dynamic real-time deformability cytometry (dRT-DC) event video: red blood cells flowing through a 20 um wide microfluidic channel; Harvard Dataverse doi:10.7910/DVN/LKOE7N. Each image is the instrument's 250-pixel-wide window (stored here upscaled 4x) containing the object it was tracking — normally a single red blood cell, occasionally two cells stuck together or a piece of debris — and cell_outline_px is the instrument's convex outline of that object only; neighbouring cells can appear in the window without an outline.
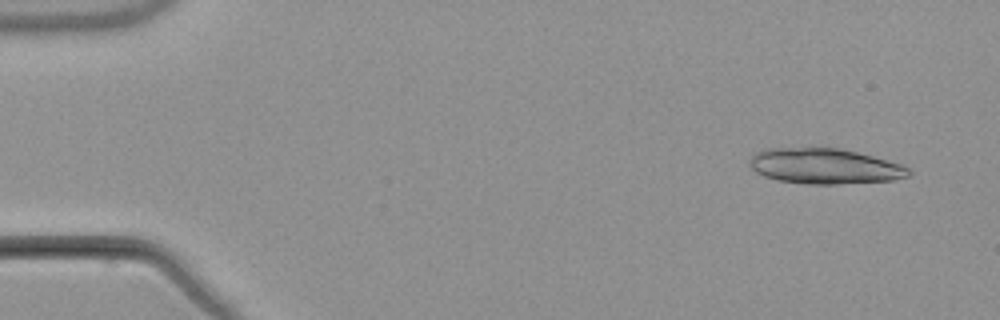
{"species": "common noctule bat (a hibernating species)", "species_latin": "Nyctalus noctula", "temperature_condition": "warm", "stored_images_in_passage": 4, "camera_frame_rate_fps": 3000, "um_per_image_px": 0.085, "animal": {"sex": "male", "body_mass_g": 21.5, "forearm_length_mm": 52.0}, "frame": {"image": 1, "passage_image": 1, "time_ms": 0.0, "image_size_px": [1000, 320], "cell_outline_px": [[912, 172], [908, 176], [892, 180], [836, 184], [808, 184], [776, 180], [764, 176], [756, 172], [752, 168], [748, 160], [756, 152], [764, 148], [840, 148], [872, 156], [900, 164], [908, 168]], "centroid_in_image_um": [70.06, 14.12], "position_along_channel_um": 14.9, "area_um2": 32.71}}